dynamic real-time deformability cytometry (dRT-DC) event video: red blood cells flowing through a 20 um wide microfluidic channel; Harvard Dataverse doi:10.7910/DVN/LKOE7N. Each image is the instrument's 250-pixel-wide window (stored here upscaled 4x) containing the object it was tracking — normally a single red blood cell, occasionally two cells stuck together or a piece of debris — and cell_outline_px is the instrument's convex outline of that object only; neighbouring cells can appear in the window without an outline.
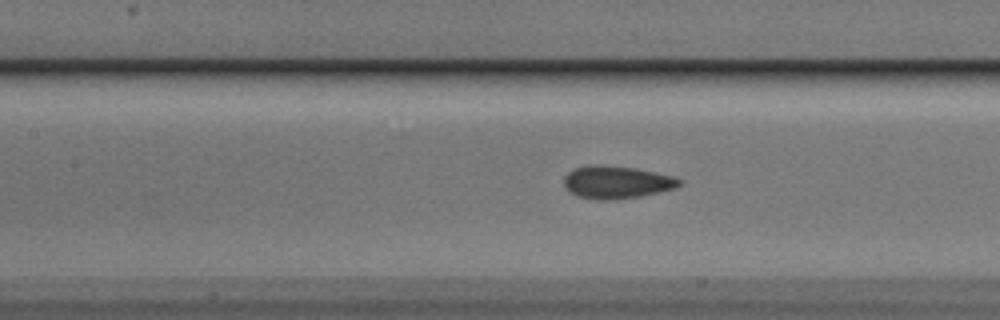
{"species": "Egyptian fruit bat (a non-hibernating species)", "species_latin": "Rousettus aegyptiacus", "temperature_condition": "cold", "stored_images_in_passage": 13, "camera_frame_rate_fps": 3000, "um_per_image_px": 0.085, "animal": {"sex": "male"}, "frame": {"image": 1, "passage_image": 10, "time_ms": 3.0, "image_size_px": [1000, 320], "cell_outline_px": [[684, 180], [676, 188], [660, 192], [640, 196], [616, 200], [596, 200], [580, 196], [568, 192], [564, 188], [564, 176], [568, 172], [576, 168], [596, 164], [600, 164], [636, 168], [676, 176]], "centroid_in_image_um": [52.44, 15.49], "position_along_channel_um": 155.0, "area_um2": 22.31}}